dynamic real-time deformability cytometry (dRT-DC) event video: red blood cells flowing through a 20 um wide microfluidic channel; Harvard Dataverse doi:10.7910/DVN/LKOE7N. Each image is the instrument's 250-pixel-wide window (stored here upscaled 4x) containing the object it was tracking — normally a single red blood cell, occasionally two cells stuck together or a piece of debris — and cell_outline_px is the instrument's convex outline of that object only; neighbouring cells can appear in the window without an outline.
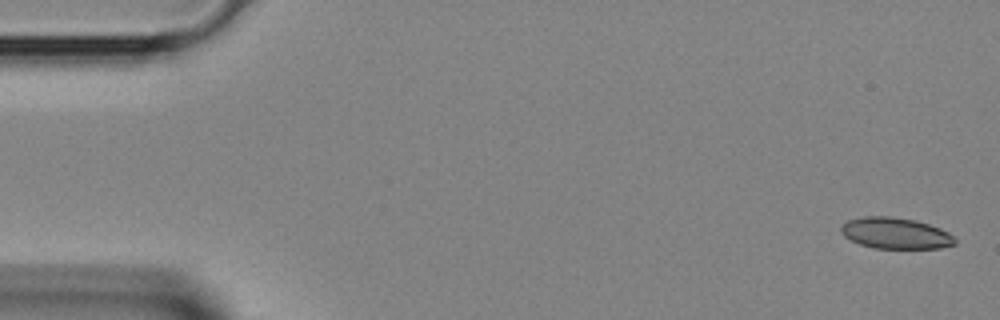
{"species": "Egyptian fruit bat (a non-hibernating species)", "species_latin": "Rousettus aegyptiacus", "temperature_condition": "room temperature", "stored_images_in_passage": 4, "segment_of_instrument_passage": [1, 2], "camera_frame_rate_fps": 3000, "um_per_image_px": 0.085, "animal": {"sex": "female"}, "frame": {"image": 1, "passage_image": 1, "time_ms": 0.0, "image_size_px": [1000, 320], "cell_outline_px": [[956, 244], [940, 248], [872, 248], [860, 244], [844, 236], [840, 232], [840, 228], [848, 220], [864, 216], [888, 216], [916, 220], [940, 228], [948, 232], [956, 240]], "centroid_in_image_um": [76.11, 19.82], "position_along_channel_um": 8.9, "area_um2": 20.63}}
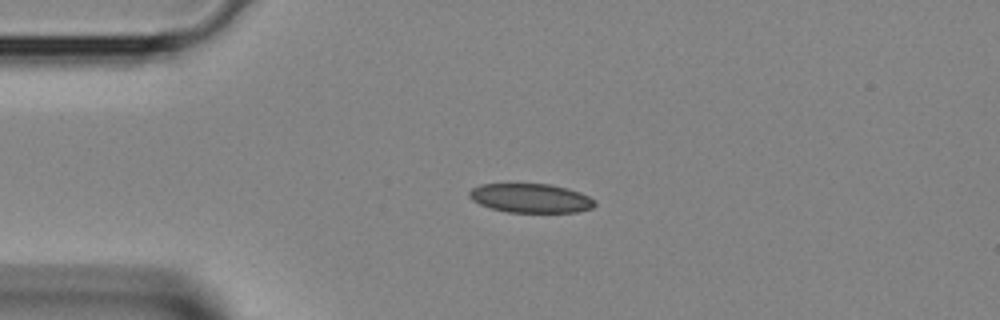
{"frame": {"image": 2, "passage_image": 3, "time_ms": 0.667, "image_size_px": [1000, 320], "cell_outline_px": [[596, 204], [592, 208], [576, 212], [508, 212], [492, 208], [480, 204], [472, 200], [468, 196], [468, 192], [472, 188], [480, 184], [548, 184], [568, 188], [580, 192], [596, 200]], "centroid_in_image_um": [45.12, 16.84], "position_along_channel_um": 39.9, "area_um2": 21.27}}